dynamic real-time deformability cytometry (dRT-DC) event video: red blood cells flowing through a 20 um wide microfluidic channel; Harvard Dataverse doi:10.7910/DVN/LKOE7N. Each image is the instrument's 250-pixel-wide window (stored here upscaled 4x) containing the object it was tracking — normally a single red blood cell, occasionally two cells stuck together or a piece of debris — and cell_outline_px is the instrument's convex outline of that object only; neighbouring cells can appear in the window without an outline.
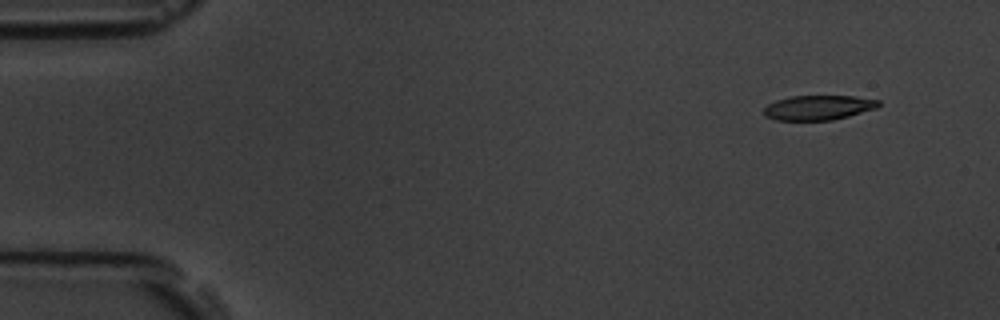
{"species": "common noctule bat (a hibernating species)", "species_latin": "Nyctalus noctula", "temperature_condition": "room temperature", "stored_images_in_passage": 5, "camera_frame_rate_fps": 3000, "um_per_image_px": 0.085, "animal": {"sex": "male", "body_mass_g": 19.5, "forearm_length_mm": 54.6}, "frame": {"image": 1, "passage_image": 1, "time_ms": 0.0, "image_size_px": [1000, 320], "cell_outline_px": [[880, 104], [876, 108], [848, 116], [832, 120], [776, 120], [764, 116], [764, 108], [768, 104], [776, 100], [792, 96], [852, 96], [880, 100]], "centroid_in_image_um": [69.54, 9.14], "position_along_channel_um": 15.5, "area_um2": 16.42}}
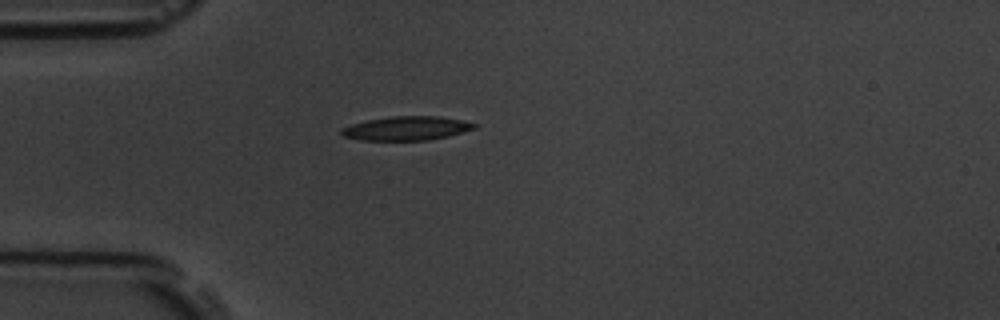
{"frame": {"image": 2, "passage_image": 4, "time_ms": 3.667, "image_size_px": [1000, 320], "cell_outline_px": [[476, 128], [464, 132], [448, 136], [428, 140], [360, 140], [340, 136], [340, 128], [352, 124], [368, 120], [392, 116], [440, 116], [460, 120], [476, 124]], "centroid_in_image_um": [34.51, 10.91], "position_along_channel_um": 50.5, "area_um2": 18.55}}